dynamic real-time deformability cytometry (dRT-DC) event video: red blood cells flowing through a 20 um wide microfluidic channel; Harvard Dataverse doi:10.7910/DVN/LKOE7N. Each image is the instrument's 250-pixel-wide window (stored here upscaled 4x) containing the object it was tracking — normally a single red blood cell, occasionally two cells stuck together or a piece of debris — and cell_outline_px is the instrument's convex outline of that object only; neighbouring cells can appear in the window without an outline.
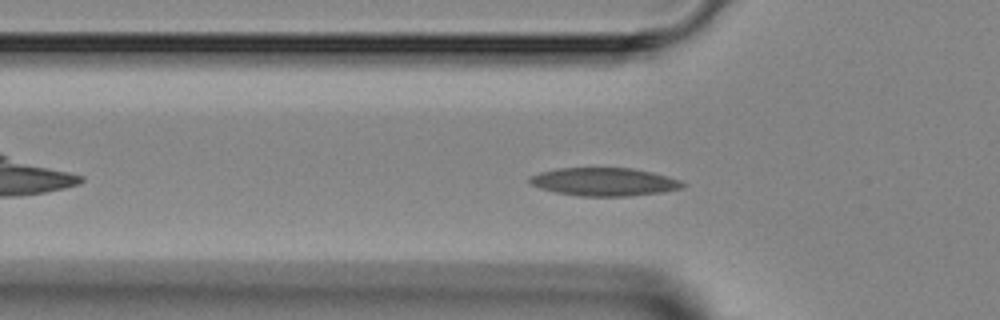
{"species": "Egyptian fruit bat (a non-hibernating species)", "species_latin": "Rousettus aegyptiacus", "temperature_condition": "room temperature", "stored_images_in_passage": 5, "camera_frame_rate_fps": 3000, "um_per_image_px": 0.085, "animal": {"sex": "female"}, "frame": {"image": 1, "passage_image": 3, "time_ms": 2.667, "image_size_px": [1000, 320], "cell_outline_px": [[688, 184], [684, 188], [664, 192], [624, 196], [580, 196], [556, 192], [540, 188], [532, 184], [528, 180], [528, 176], [540, 172], [556, 168], [632, 168], [652, 172], [668, 176], [680, 180]], "centroid_in_image_um": [51.38, 15.45], "position_along_channel_um": 74.4, "area_um2": 25.2}}
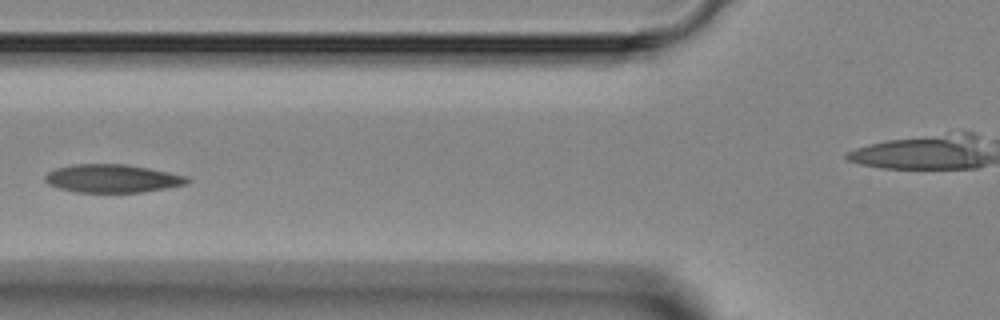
{"frame": {"image": 2, "passage_image": 4, "time_ms": 3.667, "image_size_px": [1000, 320], "cell_outline_px": [[192, 180], [188, 184], [144, 192], [76, 192], [60, 188], [48, 184], [44, 180], [44, 176], [48, 172], [56, 168], [76, 164], [124, 164], [148, 168], [188, 176]], "centroid_in_image_um": [9.58, 15.17], "position_along_channel_um": 116.2, "area_um2": 23.35}}
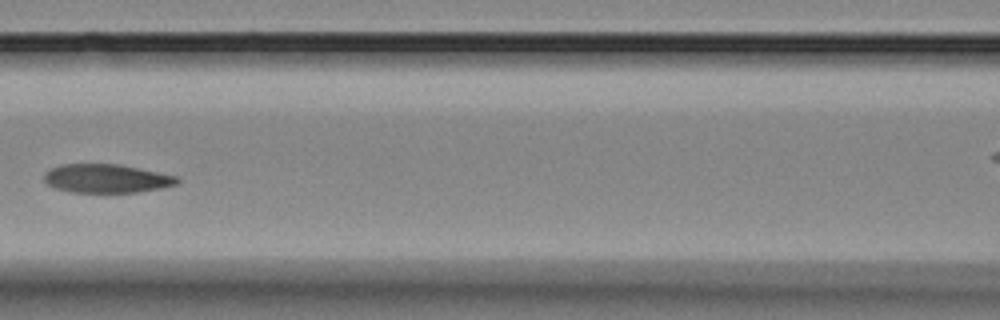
{"frame": {"image": 3, "passage_image": 5, "time_ms": 4.667, "image_size_px": [1000, 320], "cell_outline_px": [[180, 180], [176, 184], [160, 188], [136, 192], [72, 192], [56, 188], [48, 184], [44, 180], [44, 172], [48, 168], [60, 164], [120, 164], [180, 176]], "centroid_in_image_um": [9.05, 15.15], "position_along_channel_um": 157.5, "area_um2": 22.37}}